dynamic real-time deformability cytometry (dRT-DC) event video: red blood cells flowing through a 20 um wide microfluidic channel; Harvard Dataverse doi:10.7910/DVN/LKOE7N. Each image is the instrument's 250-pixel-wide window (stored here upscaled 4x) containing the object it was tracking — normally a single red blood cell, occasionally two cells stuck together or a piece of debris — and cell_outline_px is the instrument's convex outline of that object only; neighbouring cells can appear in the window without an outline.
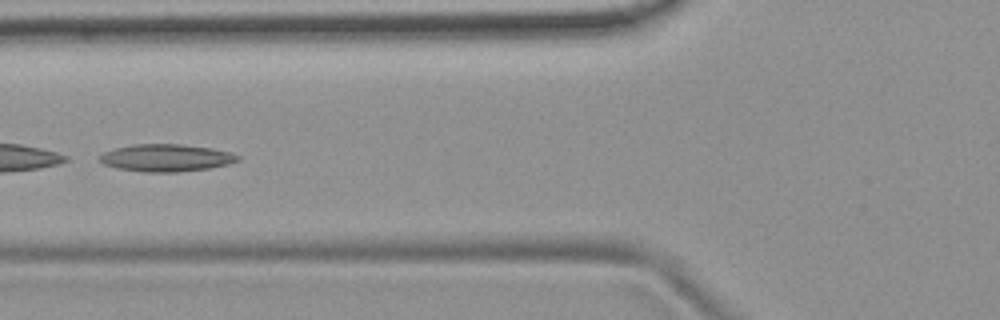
{"species": "common noctule bat (a hibernating species)", "species_latin": "Nyctalus noctula", "temperature_condition": "room temperature", "stored_images_in_passage": 7, "camera_frame_rate_fps": 3000, "um_per_image_px": 0.085, "animal": {"sex": "female", "body_mass_g": 19.9}, "frame": {"image": 1, "passage_image": 6, "time_ms": 6.0, "image_size_px": [1000, 320], "cell_outline_px": [[240, 160], [228, 164], [212, 168], [176, 172], [144, 172], [116, 168], [104, 164], [96, 160], [104, 152], [116, 148], [132, 144], [180, 144], [212, 148], [228, 152], [240, 156]], "centroid_in_image_um": [14.11, 13.42], "position_along_channel_um": 111.7, "area_um2": 22.08}}
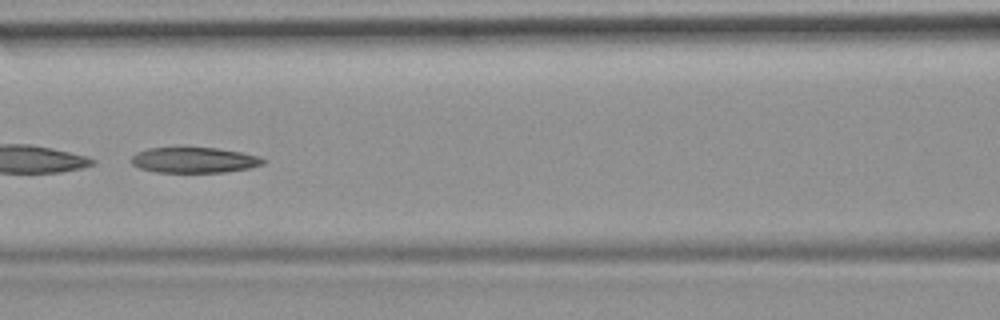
{"frame": {"image": 2, "passage_image": 7, "time_ms": 7.0, "image_size_px": [1000, 320], "cell_outline_px": [[268, 160], [264, 164], [248, 168], [224, 172], [156, 172], [140, 168], [132, 164], [132, 156], [136, 152], [148, 148], [216, 148], [240, 152], [260, 156]], "centroid_in_image_um": [16.53, 13.61], "position_along_channel_um": 150.1, "area_um2": 19.54}}